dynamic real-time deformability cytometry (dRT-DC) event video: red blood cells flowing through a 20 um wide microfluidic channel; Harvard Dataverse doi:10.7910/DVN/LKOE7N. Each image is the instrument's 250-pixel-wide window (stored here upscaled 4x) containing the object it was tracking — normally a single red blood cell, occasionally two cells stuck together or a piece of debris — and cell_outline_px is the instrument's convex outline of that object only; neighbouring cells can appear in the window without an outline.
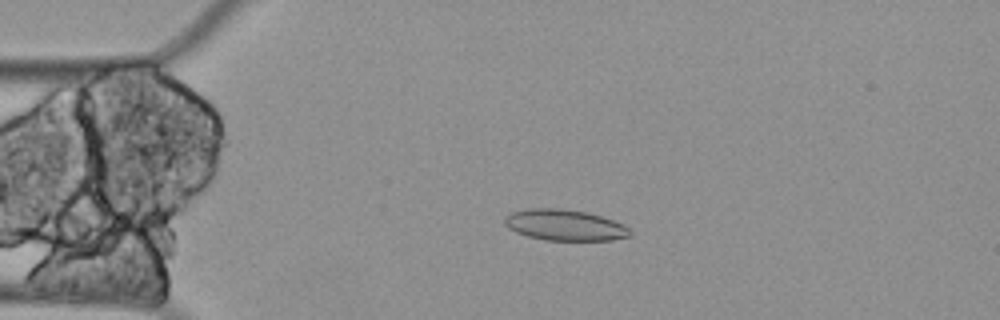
{"species": "Egyptian fruit bat (a non-hibernating species)", "species_latin": "Rousettus aegyptiacus", "temperature_condition": "cold", "stored_images_in_passage": 59, "camera_frame_rate_fps": 3000, "um_per_image_px": 0.085, "animal": {"sex": "female"}, "frame": {"image": 1, "passage_image": 13, "time_ms": 4.0, "image_size_px": [1000, 320], "cell_outline_px": [[632, 232], [628, 236], [612, 240], [544, 240], [528, 236], [516, 232], [508, 228], [504, 224], [504, 216], [512, 212], [528, 208], [556, 208], [584, 212], [600, 216], [624, 224]], "centroid_in_image_um": [47.96, 19.13], "position_along_channel_um": 37.0, "area_um2": 22.54}}
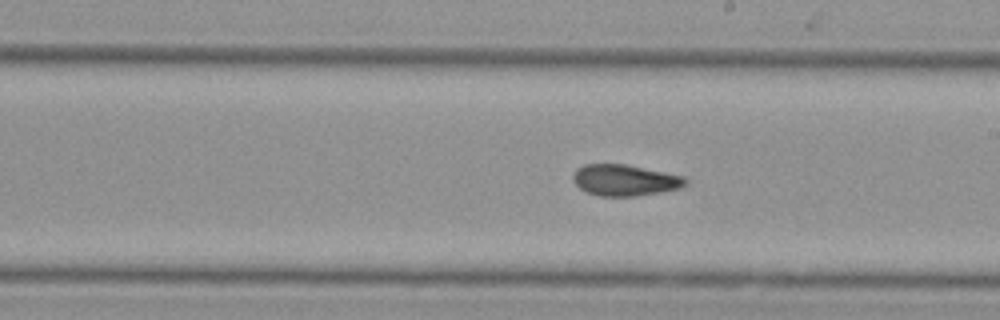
{"frame": {"image": 2, "passage_image": 33, "time_ms": 10.667, "image_size_px": [1000, 320], "cell_outline_px": [[688, 184], [680, 188], [660, 192], [636, 196], [600, 196], [588, 192], [580, 188], [572, 180], [572, 176], [576, 168], [584, 164], [628, 164], [684, 176], [688, 180]], "centroid_in_image_um": [53.12, 15.3], "position_along_channel_um": 235.9, "area_um2": 20.63}}
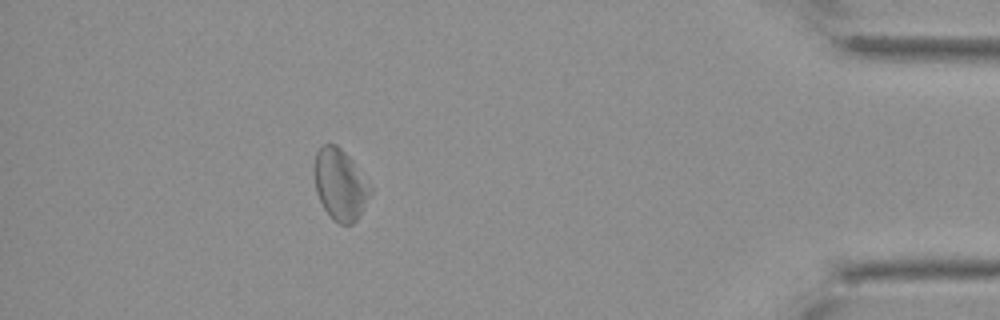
{"frame": {"image": 3, "passage_image": 53, "time_ms": 17.333, "image_size_px": [1000, 320], "cell_outline_px": [[372, 192], [356, 220], [352, 224], [340, 224], [332, 220], [324, 208], [316, 192], [316, 152], [324, 144], [336, 144], [352, 160], [372, 188]], "centroid_in_image_um": [28.93, 15.71], "position_along_channel_um": 406.3, "area_um2": 22.66}}